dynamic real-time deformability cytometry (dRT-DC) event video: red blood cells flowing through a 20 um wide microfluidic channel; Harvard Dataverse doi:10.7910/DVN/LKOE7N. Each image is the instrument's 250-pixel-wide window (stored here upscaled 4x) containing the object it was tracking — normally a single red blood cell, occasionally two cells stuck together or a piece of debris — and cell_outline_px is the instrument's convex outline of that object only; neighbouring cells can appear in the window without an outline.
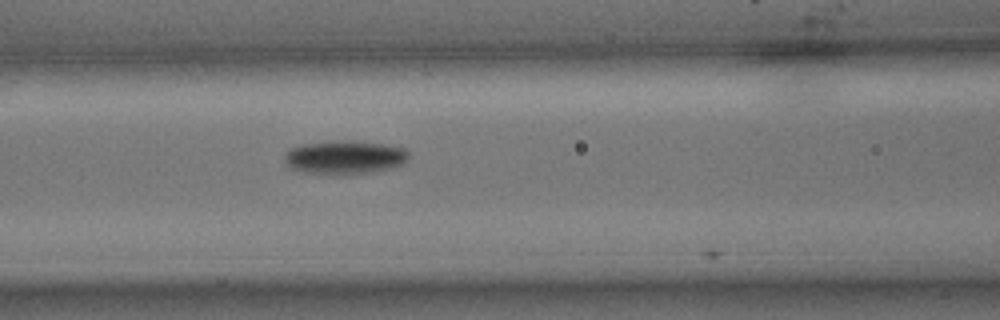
{"species": "common noctule bat (a hibernating species)", "species_latin": "Nyctalus noctula", "temperature_condition": "cold", "stored_images_in_passage": 14, "camera_frame_rate_fps": 3000, "um_per_image_px": 0.085, "animal": {"sex": "male", "body_mass_g": 15.6}, "frame": {"image": 1, "passage_image": 13, "time_ms": 4.0, "image_size_px": [1000, 320], "cell_outline_px": [[408, 160], [404, 164], [392, 168], [372, 172], [340, 176], [304, 172], [292, 168], [284, 160], [284, 156], [292, 148], [304, 144], [344, 140], [380, 144], [404, 148], [408, 152]], "centroid_in_image_um": [29.33, 13.4], "position_along_channel_um": 137.3, "area_um2": 24.28}}